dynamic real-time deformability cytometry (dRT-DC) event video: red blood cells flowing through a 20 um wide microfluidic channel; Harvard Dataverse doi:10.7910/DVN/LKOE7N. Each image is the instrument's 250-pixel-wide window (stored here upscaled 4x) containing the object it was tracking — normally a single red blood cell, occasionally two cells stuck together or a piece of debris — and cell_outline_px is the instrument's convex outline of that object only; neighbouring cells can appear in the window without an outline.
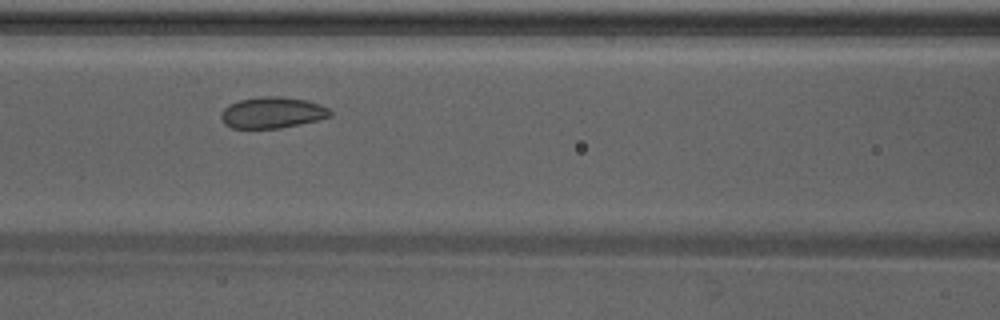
{"species": "Egyptian fruit bat (a non-hibernating species)", "species_latin": "Rousettus aegyptiacus", "temperature_condition": "warm", "stored_images_in_passage": 41, "camera_frame_rate_fps": 3000, "um_per_image_px": 0.085, "animal": {"sex": "male"}, "frame": {"image": 1, "passage_image": 14, "time_ms": 4.333, "image_size_px": [1000, 320], "cell_outline_px": [[332, 116], [320, 120], [280, 128], [232, 128], [224, 124], [220, 116], [220, 112], [228, 104], [240, 100], [260, 96], [280, 96], [304, 100], [320, 104], [328, 108], [332, 112]], "centroid_in_image_um": [23.14, 9.57], "position_along_channel_um": 143.5, "area_um2": 20.0}}
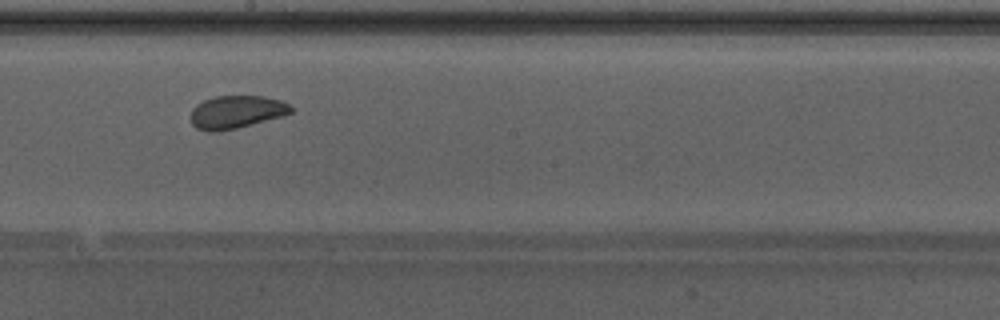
{"frame": {"image": 2, "passage_image": 20, "time_ms": 6.333, "image_size_px": [1000, 320], "cell_outline_px": [[292, 112], [280, 116], [236, 128], [212, 132], [208, 132], [196, 128], [192, 124], [192, 108], [196, 104], [204, 100], [216, 96], [264, 96], [280, 100], [288, 104], [292, 108]], "centroid_in_image_um": [20.05, 9.51], "position_along_channel_um": 228.1, "area_um2": 18.9}}
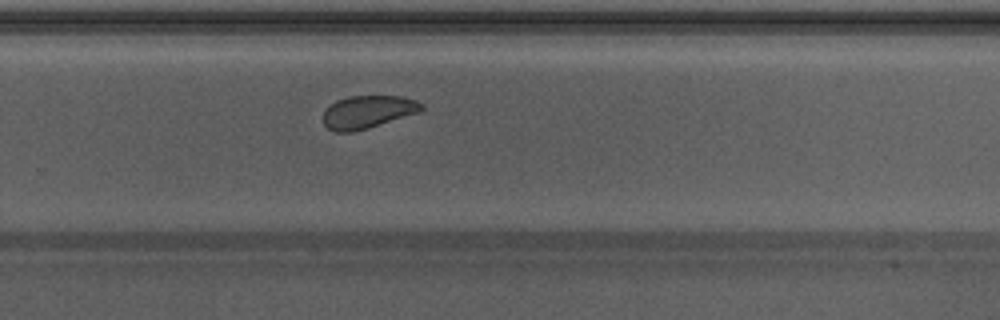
{"frame": {"image": 3, "passage_image": 25, "time_ms": 8.0, "image_size_px": [1000, 320], "cell_outline_px": [[424, 108], [420, 112], [368, 128], [352, 132], [336, 132], [328, 128], [324, 124], [324, 112], [336, 100], [348, 96], [400, 96], [416, 100], [424, 104]], "centroid_in_image_um": [31.29, 9.51], "position_along_channel_um": 298.5, "area_um2": 18.73}, "authors_computed_cell_mechanics": {"area_um2": 20.5768, "velocity_mm_per_s": 4.2423, "shape_relaxation_time_tau1_ms": 2.7863, "shape_relaxation_time_tau2_ms": 1.5406, "deformation_change_tau1": 0.0603, "deformation_change_tau2": 0.0396}}